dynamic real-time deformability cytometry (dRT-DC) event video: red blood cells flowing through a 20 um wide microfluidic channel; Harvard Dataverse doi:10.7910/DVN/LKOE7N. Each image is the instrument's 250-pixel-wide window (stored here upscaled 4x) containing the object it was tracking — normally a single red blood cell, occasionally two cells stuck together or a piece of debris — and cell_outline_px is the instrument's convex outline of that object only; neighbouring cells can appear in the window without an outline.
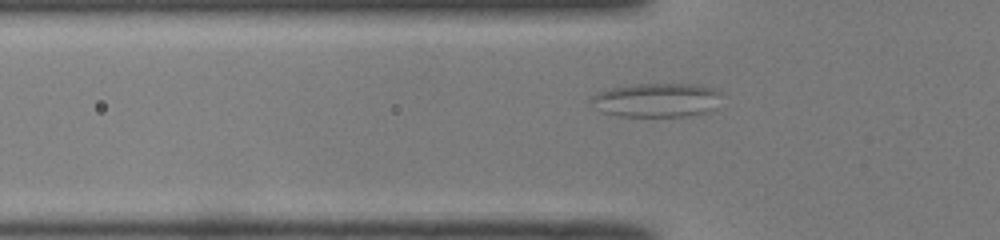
{"species": "common noctule bat (a hibernating species)", "species_latin": "Nyctalus noctula", "temperature_condition": "room temperature", "stored_images_in_passage": 36, "camera_frame_rate_fps": 3000, "um_per_image_px": 0.085, "animal": {"sex": "male", "body_mass_g": 19.0, "forearm_length_mm": 50.8}, "frame": {"image": 1, "passage_image": 2, "time_ms": 0.333, "image_size_px": [1000, 240], "cell_outline_px": [[720, 92], [712, 108], [704, 112], [684, 116], [620, 116], [604, 112], [596, 108], [592, 100], [592, 96], [600, 92], [612, 88], [632, 84], [696, 84], [712, 88]], "centroid_in_image_um": [55.78, 8.49], "position_along_channel_um": 70.0, "area_um2": 25.14}}
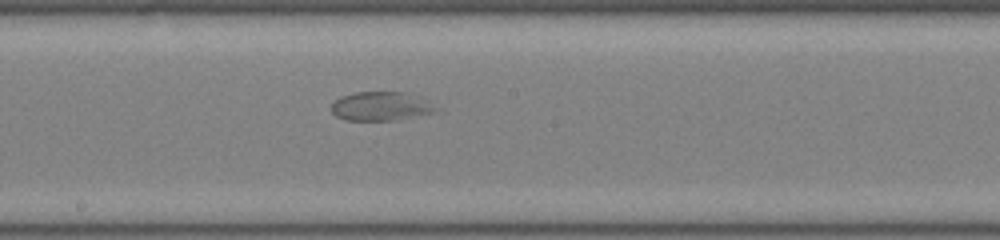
{"frame": {"image": 2, "passage_image": 13, "time_ms": 4.0, "image_size_px": [1000, 240], "cell_outline_px": [[436, 112], [396, 120], [344, 120], [336, 116], [332, 112], [332, 104], [340, 96], [356, 92], [408, 92], [420, 96], [436, 108]], "centroid_in_image_um": [32.36, 9.02], "position_along_channel_um": 215.8, "area_um2": 17.57}}
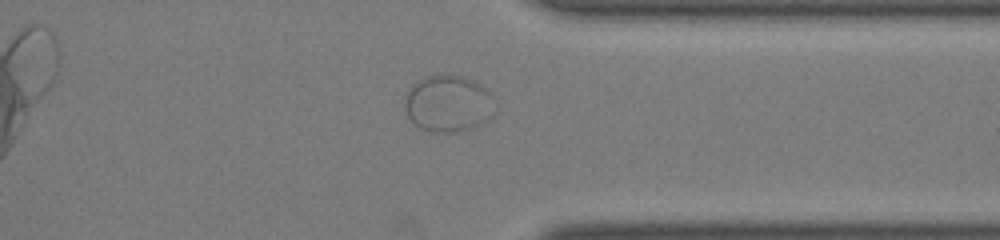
{"frame": {"image": 3, "passage_image": 25, "time_ms": 8.0, "image_size_px": [1000, 240], "cell_outline_px": [[492, 116], [488, 120], [464, 132], [432, 132], [420, 128], [408, 116], [404, 104], [408, 92], [412, 84], [428, 76], [464, 76], [480, 84], [492, 96]], "centroid_in_image_um": [38.1, 8.84], "position_along_channel_um": 373.3, "area_um2": 29.36}}